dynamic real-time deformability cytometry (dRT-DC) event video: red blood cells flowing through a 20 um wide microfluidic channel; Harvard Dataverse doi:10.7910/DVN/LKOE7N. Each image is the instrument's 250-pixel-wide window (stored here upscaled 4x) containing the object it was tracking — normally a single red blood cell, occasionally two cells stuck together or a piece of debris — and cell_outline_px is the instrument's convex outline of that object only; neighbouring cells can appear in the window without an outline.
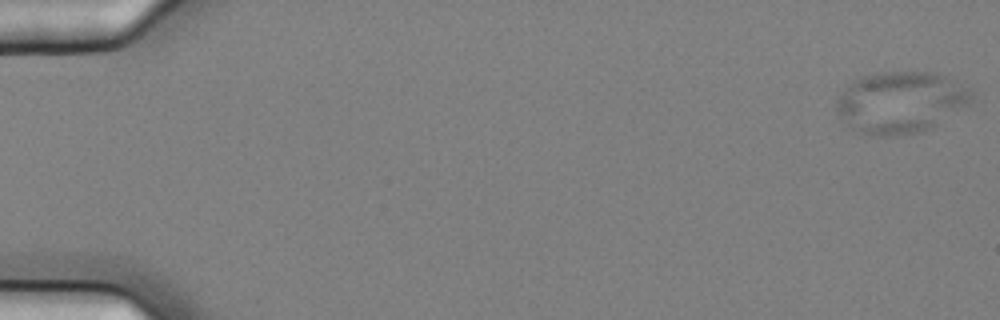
{"species": "common noctule bat (a hibernating species)", "species_latin": "Nyctalus noctula", "temperature_condition": "cold", "stored_images_in_passage": 57, "camera_frame_rate_fps": 3000, "um_per_image_px": 0.085, "animal": {"sex": "female", "body_mass_g": 25.1}, "frame": {"image": 1, "passage_image": 1, "time_ms": 0.0, "image_size_px": [1000, 320], "cell_outline_px": [[972, 96], [968, 104], [932, 128], [924, 132], [892, 136], [872, 136], [860, 132], [852, 128], [848, 124], [836, 108], [836, 100], [848, 84], [856, 76], [880, 72], [932, 72], [944, 76], [968, 88], [972, 92]], "centroid_in_image_um": [76.52, 8.69], "position_along_channel_um": 8.5, "area_um2": 48.32}}
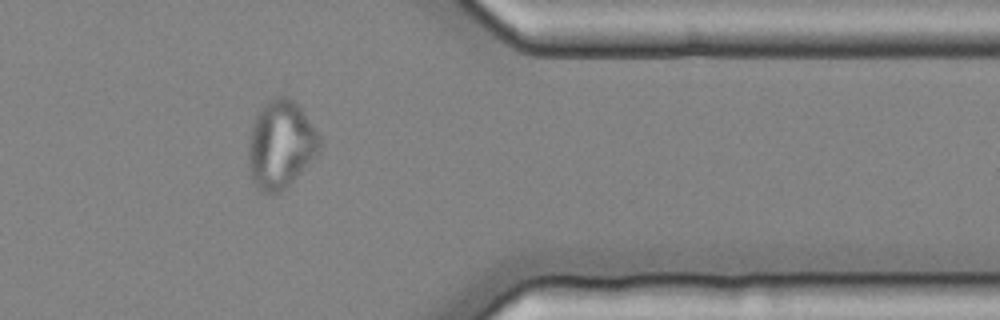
{"frame": {"image": 2, "passage_image": 47, "time_ms": 15.333, "image_size_px": [1000, 320], "cell_outline_px": [[320, 152], [276, 196], [272, 196], [260, 192], [256, 188], [252, 180], [248, 164], [248, 136], [252, 124], [256, 116], [264, 104], [268, 100], [276, 96], [288, 96], [304, 112], [320, 136]], "centroid_in_image_um": [23.83, 12.31], "position_along_channel_um": 387.6, "area_um2": 36.7}}
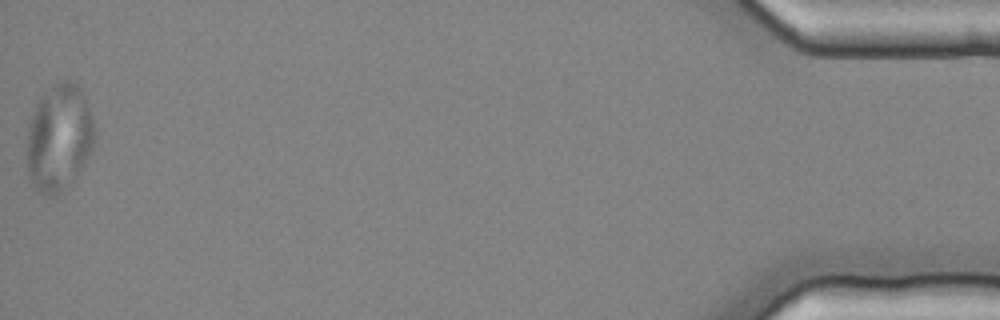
{"frame": {"image": 3, "passage_image": 57, "time_ms": 18.667, "image_size_px": [1000, 320], "cell_outline_px": [[96, 140], [92, 152], [76, 176], [56, 196], [40, 196], [36, 192], [28, 176], [28, 124], [36, 104], [52, 84], [60, 80], [76, 80], [84, 92], [96, 128]], "centroid_in_image_um": [5.05, 11.69], "position_along_channel_um": 430.1, "area_um2": 43.0}}